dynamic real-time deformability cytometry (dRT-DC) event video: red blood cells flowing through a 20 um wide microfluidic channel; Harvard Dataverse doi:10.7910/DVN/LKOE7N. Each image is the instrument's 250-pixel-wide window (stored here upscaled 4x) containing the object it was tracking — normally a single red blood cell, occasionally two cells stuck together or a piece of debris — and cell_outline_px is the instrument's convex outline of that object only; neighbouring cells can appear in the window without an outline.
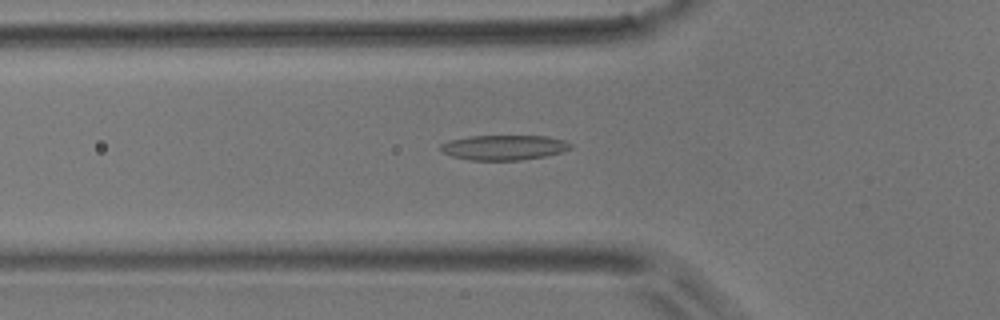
{"species": "common noctule bat (a hibernating species)", "species_latin": "Nyctalus noctula", "temperature_condition": "room temperature", "stored_images_in_passage": 47, "camera_frame_rate_fps": 3000, "um_per_image_px": 0.085, "animal": {"sex": "male", "body_mass_g": 17.9}, "frame": {"image": 1, "passage_image": 19, "time_ms": 6.0, "image_size_px": [1000, 320], "cell_outline_px": [[572, 148], [560, 152], [544, 156], [520, 160], [468, 160], [452, 156], [444, 152], [440, 148], [440, 144], [448, 140], [468, 136], [548, 136], [564, 140], [572, 144]], "centroid_in_image_um": [42.82, 12.53], "position_along_channel_um": 83.0, "area_um2": 18.9}}
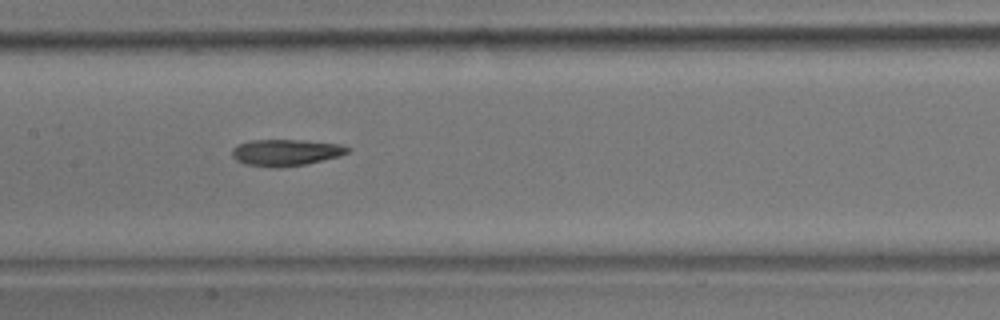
{"frame": {"image": 2, "passage_image": 27, "time_ms": 8.667, "image_size_px": [1000, 320], "cell_outline_px": [[352, 148], [348, 152], [340, 156], [308, 164], [280, 168], [268, 168], [244, 164], [236, 160], [232, 156], [232, 148], [236, 144], [252, 140], [300, 140], [340, 144]], "centroid_in_image_um": [24.27, 12.98], "position_along_channel_um": 183.1, "area_um2": 18.21}}
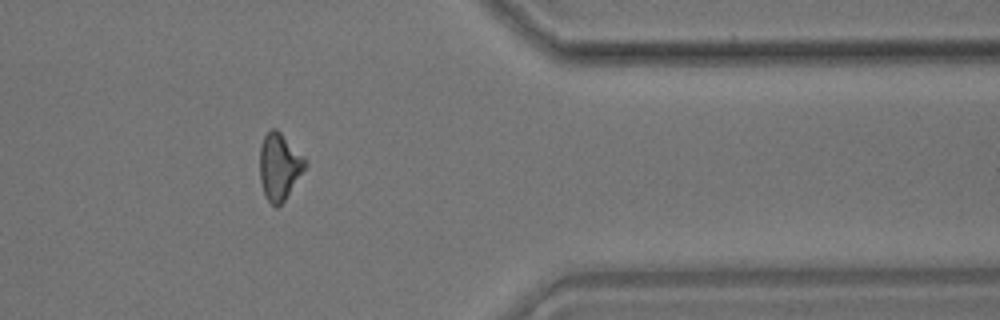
{"frame": {"image": 3, "passage_image": 45, "time_ms": 14.667, "image_size_px": [1000, 320], "cell_outline_px": [[308, 164], [284, 200], [276, 208], [264, 196], [260, 180], [260, 144], [264, 136], [272, 128], [276, 128], [280, 132]], "centroid_in_image_um": [23.7, 14.17], "position_along_channel_um": 387.7, "area_um2": 17.22}, "authors_computed_cell_mechanics": {"area_um2": 18.207, "velocity_mm_per_s": 3.7111, "shape_relaxation_time_tau1_ms": 9.0834, "shape_relaxation_time_tau2_ms": 2.9312, "deformation_change_tau1": 0.1905, "deformation_change_tau2": 0.1051}}